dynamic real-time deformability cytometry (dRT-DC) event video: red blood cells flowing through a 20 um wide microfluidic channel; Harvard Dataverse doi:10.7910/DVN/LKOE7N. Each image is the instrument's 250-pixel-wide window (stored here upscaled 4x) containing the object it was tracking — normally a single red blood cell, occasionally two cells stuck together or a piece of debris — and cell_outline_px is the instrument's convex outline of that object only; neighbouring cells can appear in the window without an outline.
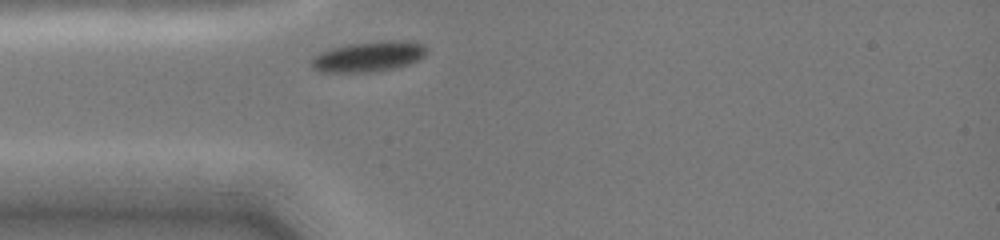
{"species": "common noctule bat (a hibernating species)", "species_latin": "Nyctalus noctula", "temperature_condition": "cold", "stored_images_in_passage": 4, "camera_frame_rate_fps": 3000, "um_per_image_px": 0.085, "animal": {"sex": "female", "body_mass_g": 19.0, "forearm_length_mm": 51.5}, "frame": {"image": 1, "passage_image": 1, "time_ms": 0.0, "image_size_px": [1000, 240], "cell_outline_px": [[428, 52], [416, 60], [408, 64], [392, 68], [372, 72], [320, 72], [312, 64], [312, 60], [320, 52], [328, 48], [348, 44], [384, 40], [400, 40], [424, 44], [428, 48]], "centroid_in_image_um": [31.34, 4.79], "position_along_channel_um": 53.7, "area_um2": 20.23}}
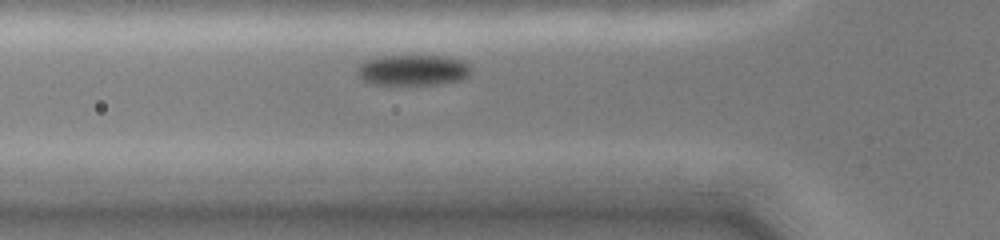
{"frame": {"image": 2, "passage_image": 4, "time_ms": 1.0, "image_size_px": [1000, 240], "cell_outline_px": [[472, 68], [468, 76], [460, 80], [436, 84], [372, 84], [360, 80], [360, 64], [368, 60], [380, 56], [448, 56], [460, 60], [468, 64]], "centroid_in_image_um": [35.14, 5.96], "position_along_channel_um": 90.7, "area_um2": 20.11}}